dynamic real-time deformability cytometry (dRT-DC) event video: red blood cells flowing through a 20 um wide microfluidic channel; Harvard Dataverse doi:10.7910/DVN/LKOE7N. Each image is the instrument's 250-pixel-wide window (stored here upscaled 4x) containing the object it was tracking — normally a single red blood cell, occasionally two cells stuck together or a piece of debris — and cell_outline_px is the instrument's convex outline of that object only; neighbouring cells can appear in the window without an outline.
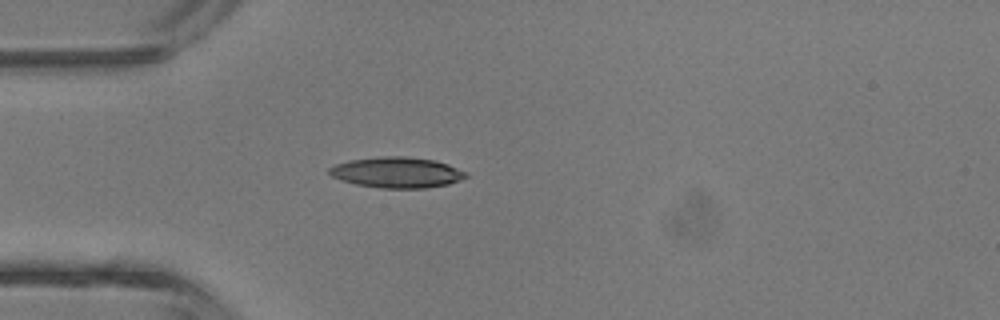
{"species": "common noctule bat (a hibernating species)", "species_latin": "Nyctalus noctula", "temperature_condition": "room temperature", "stored_images_in_passage": 32, "camera_frame_rate_fps": 3000, "um_per_image_px": 0.085, "animal": {"sex": "male", "body_mass_g": 13.3}, "frame": {"image": 1, "passage_image": 5, "time_ms": 1.333, "image_size_px": [1000, 320], "cell_outline_px": [[468, 176], [448, 184], [424, 188], [380, 188], [356, 184], [332, 176], [328, 172], [328, 168], [336, 164], [352, 160], [384, 156], [404, 156], [436, 160], [448, 164], [468, 172]], "centroid_in_image_um": [33.77, 14.65], "position_along_channel_um": 51.2, "area_um2": 24.28}}
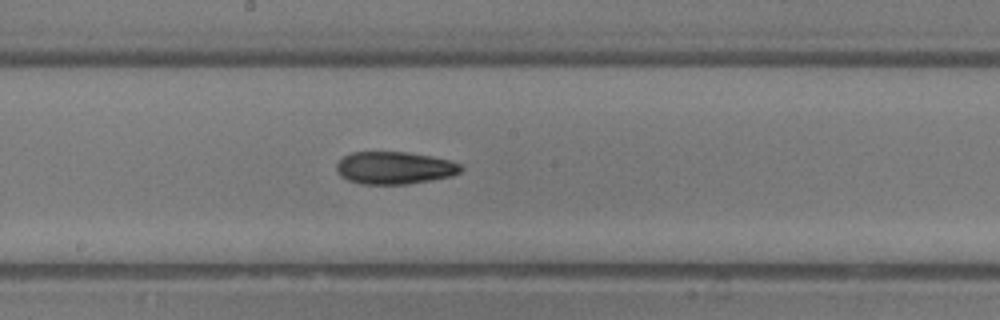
{"frame": {"image": 2, "passage_image": 16, "time_ms": 5.0, "image_size_px": [1000, 320], "cell_outline_px": [[464, 168], [460, 172], [452, 176], [432, 180], [408, 184], [360, 184], [348, 180], [340, 176], [336, 172], [336, 164], [344, 156], [352, 152], [408, 152], [432, 156], [448, 160], [460, 164]], "centroid_in_image_um": [33.53, 14.27], "position_along_channel_um": 214.7, "area_um2": 23.7}}
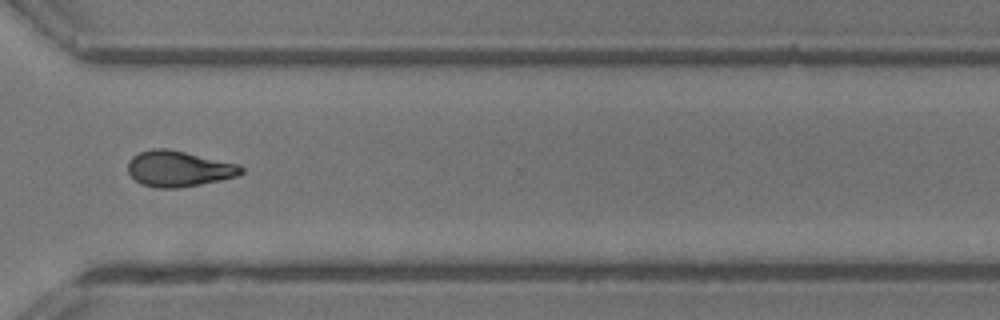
{"frame": {"image": 3, "passage_image": 25, "time_ms": 8.0, "image_size_px": [1000, 320], "cell_outline_px": [[244, 172], [236, 176], [220, 180], [180, 188], [156, 188], [140, 184], [128, 172], [128, 160], [132, 156], [140, 152], [152, 148], [168, 148], [240, 164], [244, 168]], "centroid_in_image_um": [15.19, 14.34], "position_along_channel_um": 355.4, "area_um2": 23.81}, "authors_computed_cell_mechanics": {"area_um2": 23.2934, "velocity_mm_per_s": 4.7112, "shape_relaxation_time_tau1_ms": 6.0476, "shape_relaxation_time_tau2_ms": 6.1046, "deformation_change_tau1": 0.1857, "deformation_change_tau2": 0.1656}}